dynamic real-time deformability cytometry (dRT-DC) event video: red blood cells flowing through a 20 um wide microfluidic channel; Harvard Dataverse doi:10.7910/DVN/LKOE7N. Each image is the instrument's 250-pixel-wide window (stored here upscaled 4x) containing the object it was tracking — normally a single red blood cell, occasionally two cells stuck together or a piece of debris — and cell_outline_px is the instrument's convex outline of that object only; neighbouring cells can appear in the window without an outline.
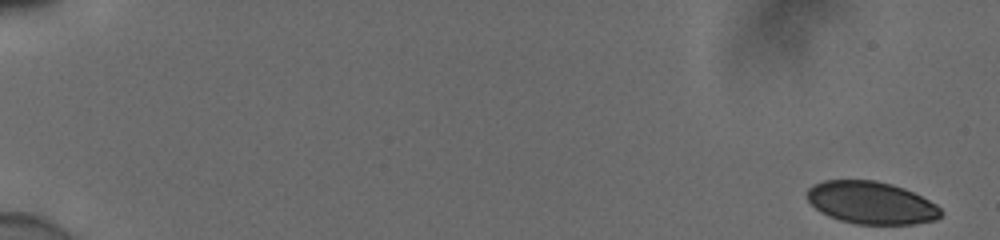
{"species": "human", "species_latin": "Homo sapiens", "temperature_condition": "cold", "stored_images_in_passage": 54, "camera_frame_rate_fps": 3000, "um_per_image_px": 0.085, "donor": {"sex": "male"}, "frame": {"image": 1, "passage_image": 1, "time_ms": 0.0, "image_size_px": [1000, 240], "cell_outline_px": [[944, 212], [936, 220], [912, 224], [856, 224], [840, 220], [828, 216], [820, 212], [808, 200], [808, 188], [824, 180], [876, 180], [892, 184], [904, 188], [936, 204]], "centroid_in_image_um": [74.07, 17.24], "position_along_channel_um": 10.9, "area_um2": 33.0}}
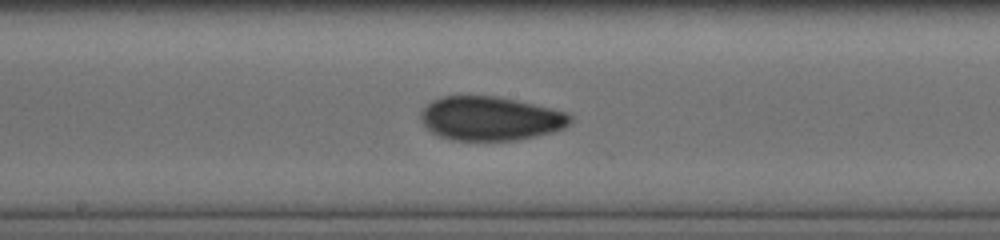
{"frame": {"image": 2, "passage_image": 31, "time_ms": 10.0, "image_size_px": [1000, 240], "cell_outline_px": [[572, 120], [564, 128], [552, 132], [516, 140], [452, 140], [440, 136], [432, 132], [424, 124], [420, 116], [420, 112], [432, 100], [440, 96], [496, 96], [516, 100], [552, 108], [568, 112], [572, 116]], "centroid_in_image_um": [41.69, 10.06], "position_along_channel_um": 206.5, "area_um2": 38.21}}
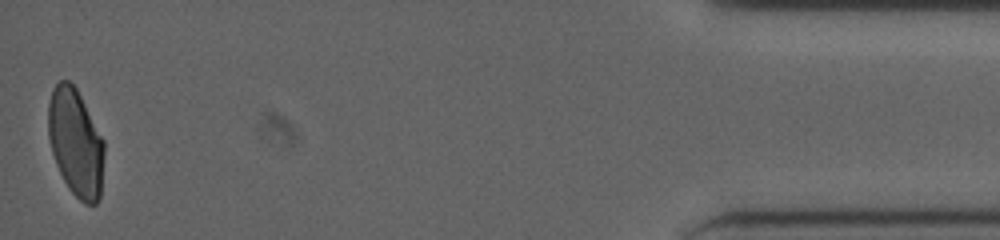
{"frame": {"image": 3, "passage_image": 54, "time_ms": 17.667, "image_size_px": [1000, 240], "cell_outline_px": [[104, 156], [100, 196], [96, 204], [84, 204], [68, 188], [56, 164], [52, 152], [48, 136], [48, 104], [52, 88], [60, 80], [68, 80], [76, 88], [104, 140]], "centroid_in_image_um": [6.43, 12.12], "position_along_channel_um": 428.8, "area_um2": 35.03}, "authors_computed_cell_mechanics": {"area_um2": 36.6741, "velocity_mm_per_s": 3.884, "shape_relaxation_time_tau1_ms": null, "shape_relaxation_time_tau2_ms": 1.3191, "deformation_change_tau1": null, "deformation_change_tau2": 0.0498}}